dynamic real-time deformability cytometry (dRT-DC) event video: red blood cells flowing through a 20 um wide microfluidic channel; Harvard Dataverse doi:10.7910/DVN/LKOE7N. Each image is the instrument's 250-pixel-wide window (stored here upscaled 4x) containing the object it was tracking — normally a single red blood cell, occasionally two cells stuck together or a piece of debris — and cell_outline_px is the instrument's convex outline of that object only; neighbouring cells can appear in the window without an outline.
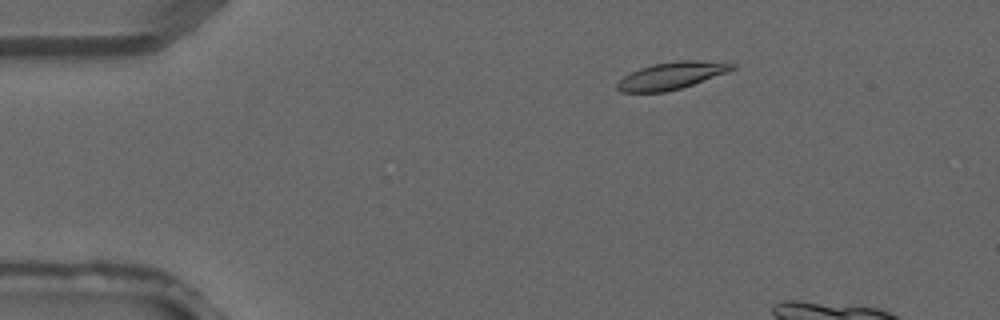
{"species": "common noctule bat (a hibernating species)", "species_latin": "Nyctalus noctula", "temperature_condition": "warm", "stored_images_in_passage": 3, "camera_frame_rate_fps": 3000, "um_per_image_px": 0.085, "animal": {"sex": "male", "forearm_length_mm": 52.5}, "frame": {"image": 1, "passage_image": 1, "time_ms": 0.0, "image_size_px": [1000, 320], "cell_outline_px": [[736, 68], [692, 84], [680, 88], [664, 92], [620, 92], [616, 88], [616, 84], [624, 76], [640, 68], [652, 64], [680, 60], [696, 60], [736, 64]], "centroid_in_image_um": [57.02, 6.43], "position_along_channel_um": 28.0, "area_um2": 17.8}}